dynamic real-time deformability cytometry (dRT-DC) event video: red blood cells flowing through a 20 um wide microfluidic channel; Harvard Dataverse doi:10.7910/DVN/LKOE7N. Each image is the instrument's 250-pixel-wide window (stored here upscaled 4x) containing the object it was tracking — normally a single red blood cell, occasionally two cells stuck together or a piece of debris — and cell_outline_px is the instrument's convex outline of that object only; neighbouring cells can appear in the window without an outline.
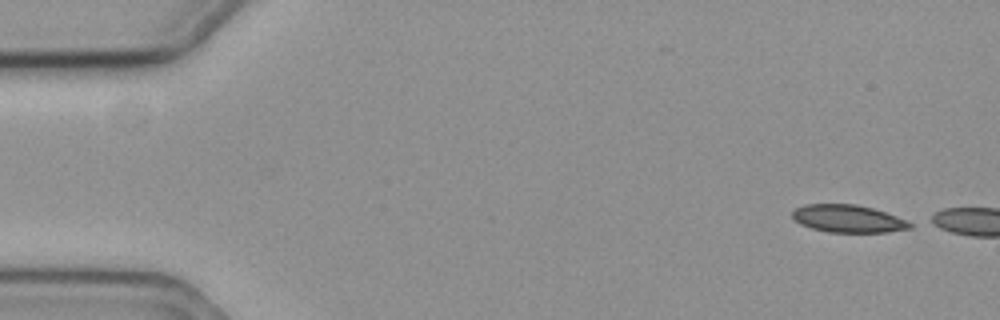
{"species": "common noctule bat (a hibernating species)", "species_latin": "Nyctalus noctula", "temperature_condition": "cold", "stored_images_in_passage": 5, "camera_frame_rate_fps": 3000, "um_per_image_px": 0.085, "animal": {"sex": "female", "body_mass_g": 19.3, "forearm_length_mm": 54.1}, "frame": {"image": 1, "passage_image": 1, "time_ms": 0.0, "image_size_px": [1000, 320], "cell_outline_px": [[912, 228], [888, 232], [828, 232], [812, 228], [800, 224], [792, 216], [792, 212], [796, 208], [804, 204], [856, 204], [872, 208], [896, 216], [912, 224]], "centroid_in_image_um": [72.06, 18.58], "position_along_channel_um": 12.9, "area_um2": 18.73}}